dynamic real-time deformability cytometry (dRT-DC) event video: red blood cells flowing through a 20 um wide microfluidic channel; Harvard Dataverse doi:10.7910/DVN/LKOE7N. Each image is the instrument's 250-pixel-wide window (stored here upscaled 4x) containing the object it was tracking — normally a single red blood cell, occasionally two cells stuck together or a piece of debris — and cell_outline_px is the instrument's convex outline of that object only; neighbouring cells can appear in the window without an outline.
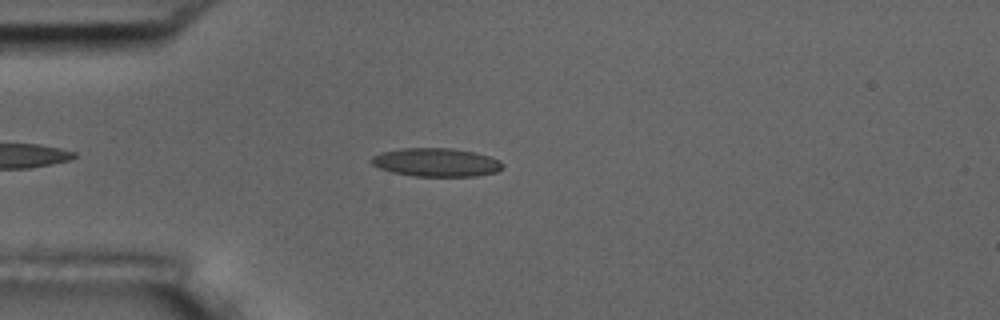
{"species": "common noctule bat (a hibernating species)", "species_latin": "Nyctalus noctula", "temperature_condition": "room temperature", "stored_images_in_passage": 48, "camera_frame_rate_fps": 3000, "um_per_image_px": 0.085, "animal": {"sex": "male", "body_mass_g": 17.5, "forearm_length_mm": 52.3}, "frame": {"image": 1, "passage_image": 8, "time_ms": 2.333, "image_size_px": [1000, 320], "cell_outline_px": [[504, 164], [496, 172], [476, 176], [412, 176], [392, 172], [380, 168], [372, 164], [368, 160], [372, 156], [380, 152], [400, 148], [452, 148], [472, 152], [488, 156], [500, 160]], "centroid_in_image_um": [37.02, 13.79], "position_along_channel_um": 48.0, "area_um2": 21.79}}
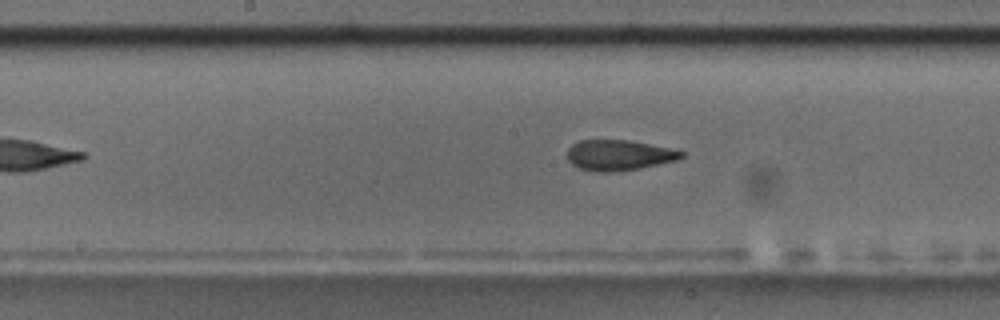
{"frame": {"image": 2, "passage_image": 21, "time_ms": 6.667, "image_size_px": [1000, 320], "cell_outline_px": [[684, 156], [680, 160], [640, 168], [612, 172], [596, 172], [580, 168], [572, 164], [568, 160], [568, 148], [572, 144], [580, 140], [628, 140], [668, 148], [684, 152]], "centroid_in_image_um": [52.61, 13.19], "position_along_channel_um": 195.6, "area_um2": 20.23}}
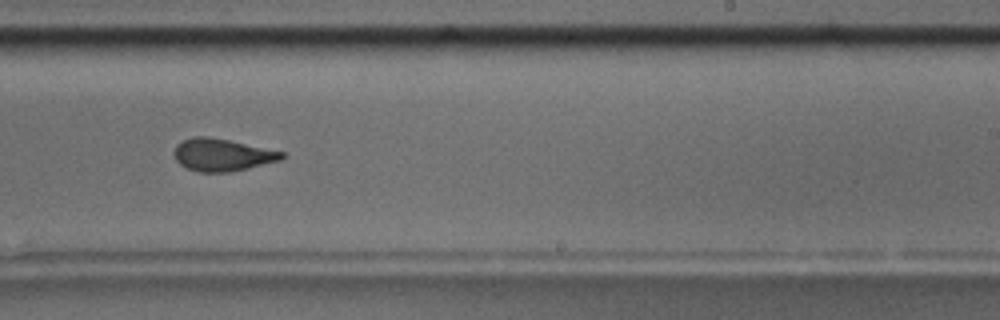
{"frame": {"image": 3, "passage_image": 27, "time_ms": 8.667, "image_size_px": [1000, 320], "cell_outline_px": [[284, 156], [280, 160], [248, 168], [228, 172], [200, 172], [188, 168], [180, 164], [176, 160], [172, 152], [176, 144], [192, 136], [204, 136], [228, 140], [284, 152]], "centroid_in_image_um": [18.84, 13.16], "position_along_channel_um": 270.2, "area_um2": 20.11}, "authors_computed_cell_mechanics": {"area_um2": 20.6635, "velocity_mm_per_s": 3.7417, "shape_relaxation_time_tau1_ms": 7.1506, "shape_relaxation_time_tau2_ms": 1.1519, "deformation_change_tau1": 0.1941, "deformation_change_tau2": 0.0753}}